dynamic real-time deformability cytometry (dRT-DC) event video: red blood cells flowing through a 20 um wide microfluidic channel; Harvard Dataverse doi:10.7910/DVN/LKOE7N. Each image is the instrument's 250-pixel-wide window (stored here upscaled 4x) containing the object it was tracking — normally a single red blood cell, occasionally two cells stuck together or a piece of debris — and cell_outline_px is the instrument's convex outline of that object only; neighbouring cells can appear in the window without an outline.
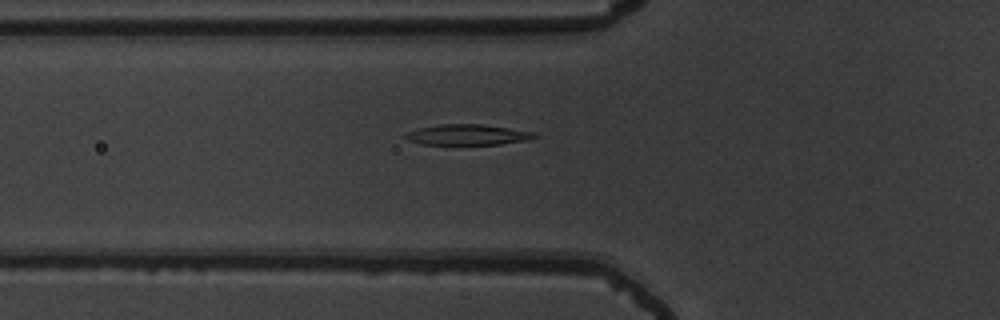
{"species": "common noctule bat (a hibernating species)", "species_latin": "Nyctalus noctula", "temperature_condition": "warm", "stored_images_in_passage": 37, "segment_of_instrument_passage": [1, 2], "camera_frame_rate_fps": 3000, "um_per_image_px": 0.085, "animal": {"sex": "male", "body_mass_g": 19.5, "forearm_length_mm": 54.6}, "frame": {"image": 1, "passage_image": 2, "time_ms": 0.333, "image_size_px": [1000, 320], "cell_outline_px": [[540, 136], [528, 140], [500, 144], [424, 144], [408, 140], [404, 136], [408, 132], [420, 128], [440, 124], [480, 124], [508, 128], [532, 132]], "centroid_in_image_um": [39.77, 11.45], "position_along_channel_um": 86.0, "area_um2": 15.2}}
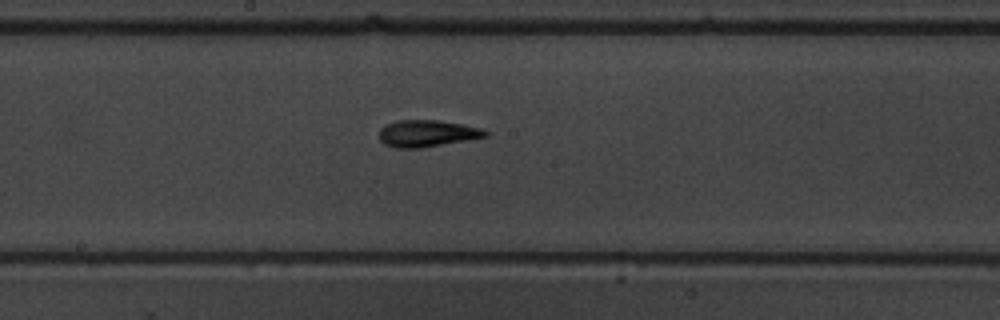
{"frame": {"image": 2, "passage_image": 12, "time_ms": 3.667, "image_size_px": [1000, 320], "cell_outline_px": [[488, 136], [420, 148], [396, 148], [384, 144], [380, 140], [380, 128], [384, 124], [396, 120], [436, 120], [464, 124], [480, 128], [488, 132]], "centroid_in_image_um": [36.26, 11.33], "position_along_channel_um": 211.9, "area_um2": 16.53}}
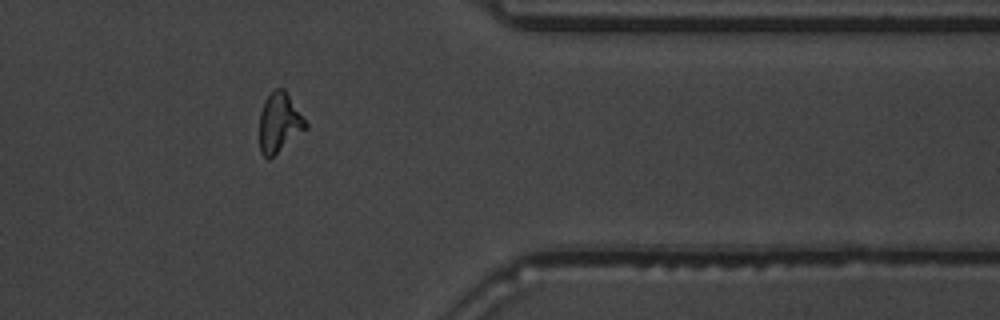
{"frame": {"image": 3, "passage_image": 27, "time_ms": 8.667, "image_size_px": [1000, 320], "cell_outline_px": [[308, 128], [268, 160], [260, 152], [260, 112], [264, 100], [276, 88], [284, 88], [308, 124]], "centroid_in_image_um": [23.74, 10.44], "position_along_channel_um": 387.7, "area_um2": 15.95}}